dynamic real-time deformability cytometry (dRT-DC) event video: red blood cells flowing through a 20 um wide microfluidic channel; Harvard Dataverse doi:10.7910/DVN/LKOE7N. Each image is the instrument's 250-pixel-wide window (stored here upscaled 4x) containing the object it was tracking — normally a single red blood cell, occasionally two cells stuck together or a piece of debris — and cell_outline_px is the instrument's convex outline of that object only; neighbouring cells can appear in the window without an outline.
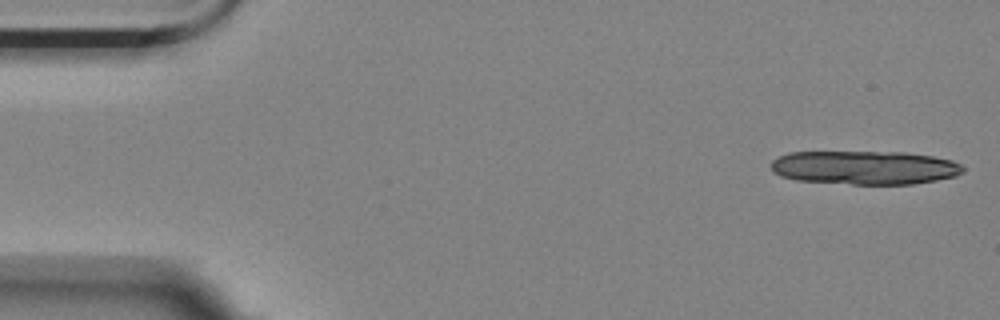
{"species": "Egyptian fruit bat (a non-hibernating species)", "species_latin": "Rousettus aegyptiacus", "temperature_condition": "room temperature", "stored_images_in_passage": 13, "camera_frame_rate_fps": 3000, "um_per_image_px": 0.085, "animal": {"sex": "female"}, "frame": {"image": 1, "passage_image": 1, "time_ms": 0.0, "image_size_px": [1000, 320], "cell_outline_px": [[964, 172], [956, 176], [936, 180], [912, 184], [852, 184], [796, 180], [780, 176], [772, 172], [768, 164], [772, 160], [788, 152], [904, 152], [932, 156], [952, 160], [960, 164], [964, 168]], "centroid_in_image_um": [73.46, 14.24], "position_along_channel_um": 11.5, "area_um2": 37.97}}